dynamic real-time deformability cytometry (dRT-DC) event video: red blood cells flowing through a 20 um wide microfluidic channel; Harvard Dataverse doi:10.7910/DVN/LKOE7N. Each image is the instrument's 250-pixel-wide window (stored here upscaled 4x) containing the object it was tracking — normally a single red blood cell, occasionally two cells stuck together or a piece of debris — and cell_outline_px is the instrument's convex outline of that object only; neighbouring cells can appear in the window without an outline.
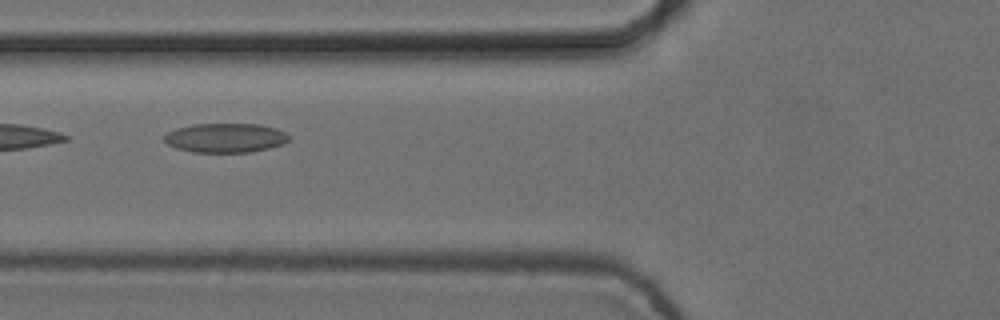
{"species": "common noctule bat (a hibernating species)", "species_latin": "Nyctalus noctula", "temperature_condition": "cold", "stored_images_in_passage": 6, "camera_frame_rate_fps": 3000, "um_per_image_px": 0.085, "animal": {"sex": "female", "body_mass_g": 24.6, "forearm_length_mm": 56.2}, "frame": {"image": 1, "passage_image": 6, "time_ms": 1.667, "image_size_px": [1000, 320], "cell_outline_px": [[288, 140], [284, 144], [252, 152], [192, 152], [176, 148], [168, 144], [164, 140], [164, 136], [168, 132], [176, 128], [192, 124], [260, 124], [276, 128], [284, 132], [288, 136]], "centroid_in_image_um": [19.15, 11.71], "position_along_channel_um": 106.6, "area_um2": 21.27}}